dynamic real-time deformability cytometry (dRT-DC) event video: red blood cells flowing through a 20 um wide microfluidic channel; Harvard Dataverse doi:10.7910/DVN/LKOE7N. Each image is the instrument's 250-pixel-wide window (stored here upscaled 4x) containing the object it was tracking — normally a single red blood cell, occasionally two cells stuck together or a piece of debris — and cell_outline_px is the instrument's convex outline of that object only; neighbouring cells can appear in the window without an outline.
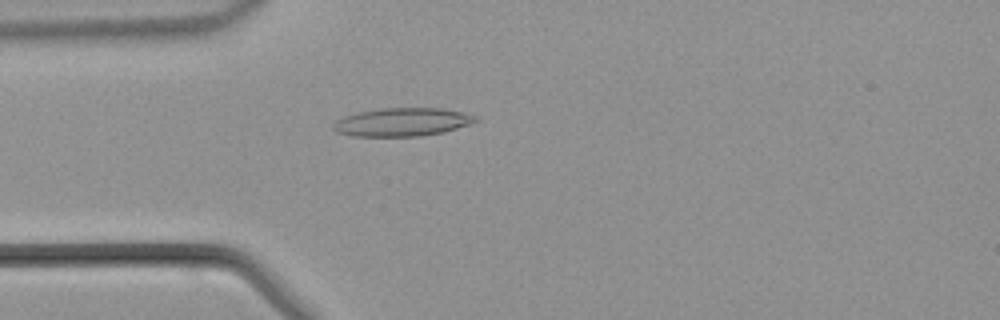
{"species": "common noctule bat (a hibernating species)", "species_latin": "Nyctalus noctula", "temperature_condition": "warm", "stored_images_in_passage": 43, "camera_frame_rate_fps": 3000, "um_per_image_px": 0.085, "animal": {"sex": "male", "body_mass_g": 21.5, "forearm_length_mm": 52.0}, "frame": {"image": 1, "passage_image": 11, "time_ms": 3.333, "image_size_px": [1000, 320], "cell_outline_px": [[480, 120], [444, 132], [420, 136], [352, 136], [336, 132], [332, 128], [332, 124], [336, 120], [344, 116], [360, 112], [380, 108], [440, 108], [464, 112], [476, 116]], "centroid_in_image_um": [34.17, 10.37], "position_along_channel_um": 50.8, "area_um2": 23.47}}
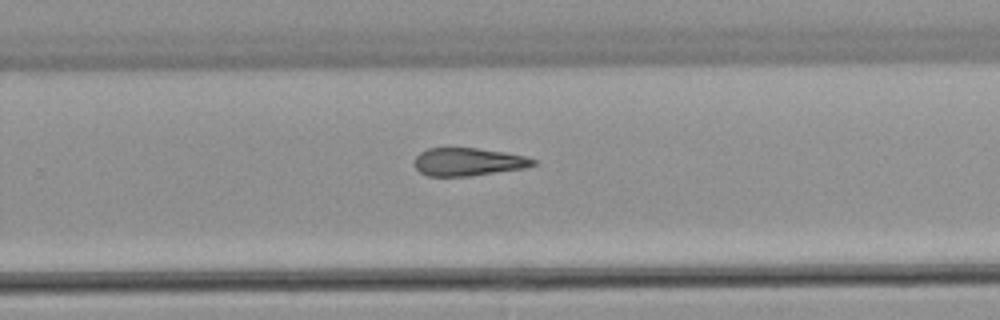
{"frame": {"image": 2, "passage_image": 27, "time_ms": 8.667, "image_size_px": [1000, 320], "cell_outline_px": [[536, 164], [528, 168], [468, 176], [428, 176], [420, 172], [416, 168], [416, 156], [420, 152], [428, 148], [476, 148], [504, 152], [524, 156], [536, 160]], "centroid_in_image_um": [39.82, 13.76], "position_along_channel_um": 290.0, "area_um2": 19.25}}
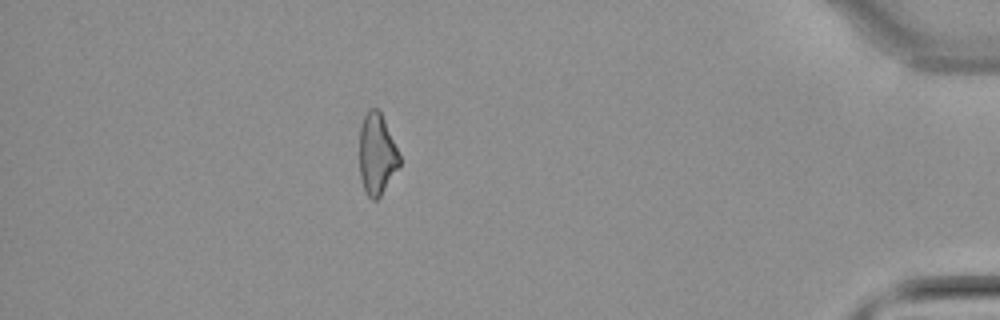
{"frame": {"image": 3, "passage_image": 38, "time_ms": 12.333, "image_size_px": [1000, 320], "cell_outline_px": [[400, 164], [380, 196], [376, 200], [372, 200], [368, 196], [364, 188], [360, 176], [360, 124], [368, 108], [376, 108], [380, 112], [384, 120], [400, 156]], "centroid_in_image_um": [32.01, 13.09], "position_along_channel_um": 403.2, "area_um2": 18.61}}